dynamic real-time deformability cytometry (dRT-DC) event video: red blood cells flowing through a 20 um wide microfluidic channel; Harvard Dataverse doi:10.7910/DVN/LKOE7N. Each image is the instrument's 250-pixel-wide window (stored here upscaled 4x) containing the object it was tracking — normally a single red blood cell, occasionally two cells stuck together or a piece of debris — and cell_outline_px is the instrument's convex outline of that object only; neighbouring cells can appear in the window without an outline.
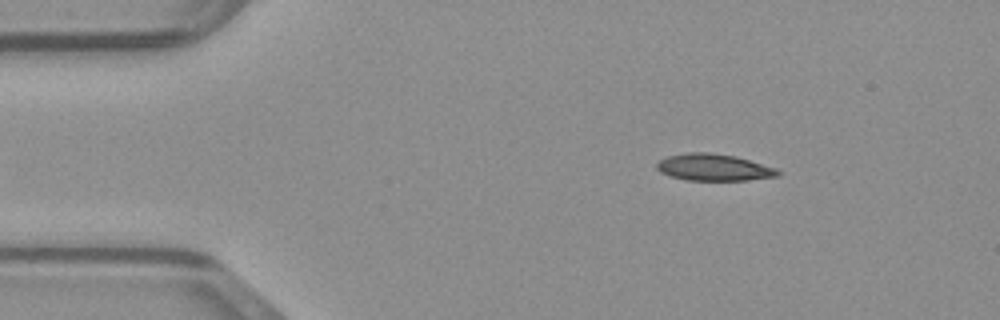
{"species": "common noctule bat (a hibernating species)", "species_latin": "Nyctalus noctula", "temperature_condition": "warm", "stored_images_in_passage": 45, "camera_frame_rate_fps": 3000, "um_per_image_px": 0.085, "animal": {"sex": "male", "body_mass_g": 23.1, "forearm_length_mm": 52.7}, "frame": {"image": 1, "passage_image": 4, "time_ms": 1.0, "image_size_px": [1000, 320], "cell_outline_px": [[780, 176], [748, 180], [688, 180], [672, 176], [660, 172], [656, 168], [656, 164], [660, 160], [668, 156], [688, 152], [704, 152], [736, 156], [776, 168], [780, 172]], "centroid_in_image_um": [60.68, 14.23], "position_along_channel_um": 24.3, "area_um2": 18.79}}
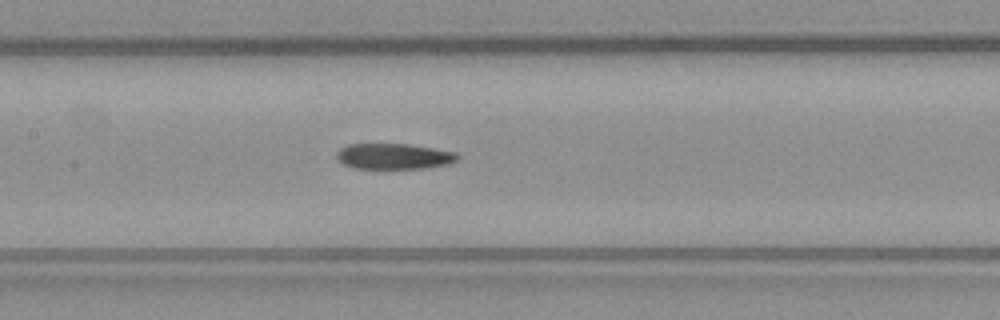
{"frame": {"image": 2, "passage_image": 19, "time_ms": 6.0, "image_size_px": [1000, 320], "cell_outline_px": [[460, 156], [456, 160], [448, 164], [424, 168], [388, 172], [352, 168], [344, 164], [336, 156], [336, 152], [340, 148], [348, 144], [408, 144], [436, 148], [456, 152]], "centroid_in_image_um": [33.46, 13.34], "position_along_channel_um": 173.9, "area_um2": 19.13}}
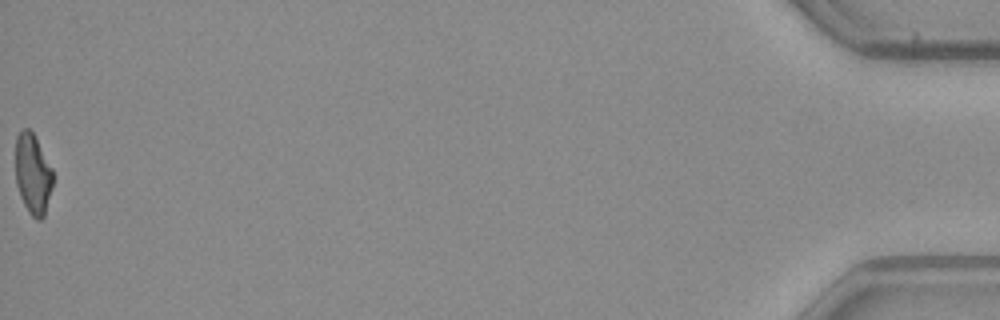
{"frame": {"image": 3, "passage_image": 45, "time_ms": 14.667, "image_size_px": [1000, 320], "cell_outline_px": [[52, 188], [44, 216], [40, 220], [36, 220], [28, 212], [20, 196], [16, 184], [16, 136], [24, 128], [28, 128], [32, 132], [52, 168]], "centroid_in_image_um": [2.78, 14.82], "position_along_channel_um": 432.4, "area_um2": 17.34}}